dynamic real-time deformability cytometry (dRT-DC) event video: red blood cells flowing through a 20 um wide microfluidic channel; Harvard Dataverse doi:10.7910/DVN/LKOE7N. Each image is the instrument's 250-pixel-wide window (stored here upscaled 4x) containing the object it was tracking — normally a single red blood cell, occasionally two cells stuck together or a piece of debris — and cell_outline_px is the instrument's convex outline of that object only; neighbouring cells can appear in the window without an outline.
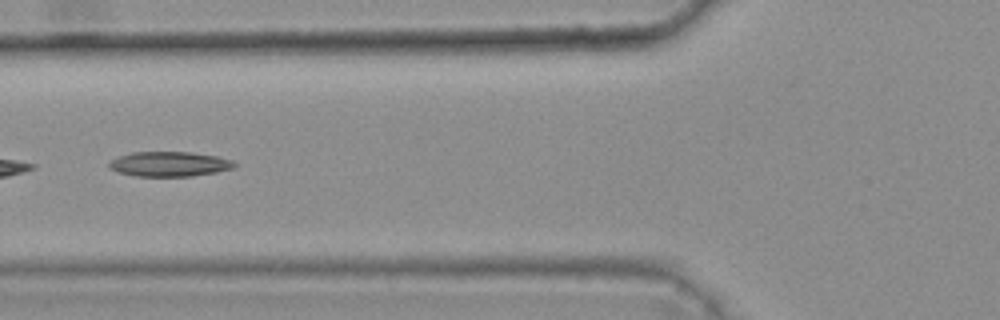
{"species": "common noctule bat (a hibernating species)", "species_latin": "Nyctalus noctula", "temperature_condition": "warm", "stored_images_in_passage": 6, "camera_frame_rate_fps": 3000, "um_per_image_px": 0.085, "animal": {"sex": "female", "body_mass_g": 25.1}, "frame": {"image": 1, "passage_image": 6, "time_ms": 1.667, "image_size_px": [1000, 320], "cell_outline_px": [[236, 164], [232, 168], [216, 172], [192, 176], [136, 176], [116, 172], [108, 168], [108, 160], [116, 156], [132, 152], [192, 152], [216, 156], [232, 160]], "centroid_in_image_um": [14.31, 13.94], "position_along_channel_um": 111.5, "area_um2": 18.32}}